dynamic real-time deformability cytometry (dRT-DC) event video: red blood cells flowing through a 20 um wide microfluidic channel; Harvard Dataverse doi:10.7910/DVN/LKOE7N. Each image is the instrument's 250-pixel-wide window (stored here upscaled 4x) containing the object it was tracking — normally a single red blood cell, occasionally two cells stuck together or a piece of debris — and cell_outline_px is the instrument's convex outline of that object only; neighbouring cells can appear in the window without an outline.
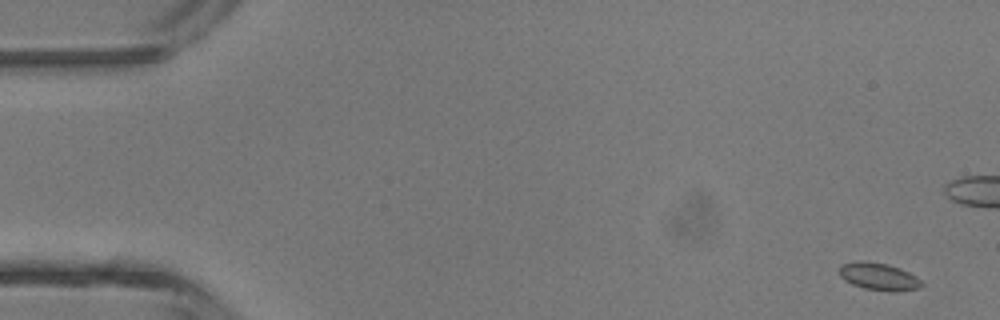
{"species": "common noctule bat (a hibernating species)", "species_latin": "Nyctalus noctula", "temperature_condition": "room temperature", "stored_images_in_passage": 5, "camera_frame_rate_fps": 3000, "um_per_image_px": 0.085, "animal": {"sex": "male", "body_mass_g": 13.3}, "frame": {"image": 1, "passage_image": 1, "time_ms": 0.0, "image_size_px": [1000, 320], "cell_outline_px": [[924, 284], [920, 288], [896, 292], [892, 292], [864, 288], [852, 284], [844, 280], [840, 276], [840, 264], [860, 260], [888, 264], [900, 268], [916, 276]], "centroid_in_image_um": [74.7, 23.51], "position_along_channel_um": 10.3, "area_um2": 13.24}}